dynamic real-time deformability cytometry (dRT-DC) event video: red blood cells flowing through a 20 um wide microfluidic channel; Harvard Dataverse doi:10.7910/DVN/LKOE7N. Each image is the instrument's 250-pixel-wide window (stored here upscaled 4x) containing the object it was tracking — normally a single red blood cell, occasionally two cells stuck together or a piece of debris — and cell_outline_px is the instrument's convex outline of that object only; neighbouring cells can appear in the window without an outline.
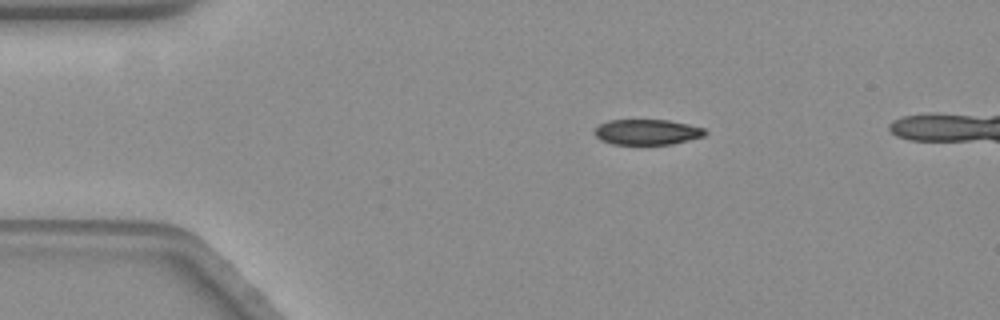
{"species": "common noctule bat (a hibernating species)", "species_latin": "Nyctalus noctula", "temperature_condition": "warm", "stored_images_in_passage": 40, "camera_frame_rate_fps": 3000, "um_per_image_px": 0.085, "animal": {"sex": "female", "body_mass_g": 19.3, "forearm_length_mm": 54.1}, "frame": {"image": 1, "passage_image": 1, "time_ms": 0.0, "image_size_px": [1000, 320], "cell_outline_px": [[708, 132], [704, 136], [672, 144], [612, 144], [600, 140], [592, 132], [600, 124], [608, 120], [668, 120], [688, 124], [704, 128]], "centroid_in_image_um": [54.99, 11.22], "position_along_channel_um": 30.0, "area_um2": 16.42}}
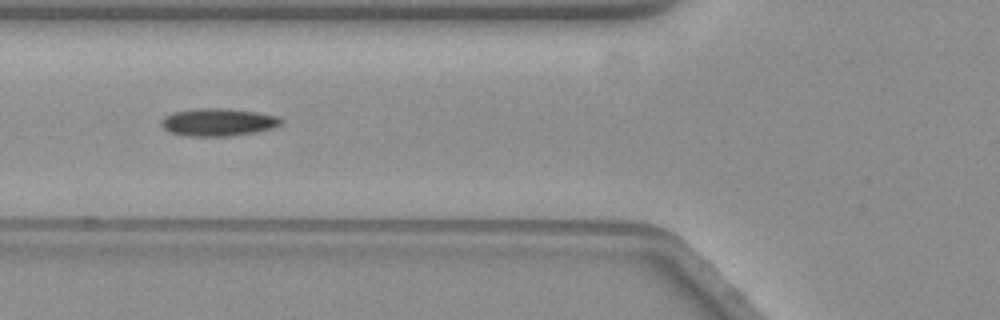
{"frame": {"image": 2, "passage_image": 12, "time_ms": 3.667, "image_size_px": [1000, 320], "cell_outline_px": [[284, 120], [280, 124], [272, 128], [256, 132], [232, 136], [180, 136], [168, 132], [160, 124], [160, 120], [164, 116], [172, 112], [200, 108], [220, 108], [256, 112], [276, 116]], "centroid_in_image_um": [18.48, 10.4], "position_along_channel_um": 107.3, "area_um2": 19.42}}
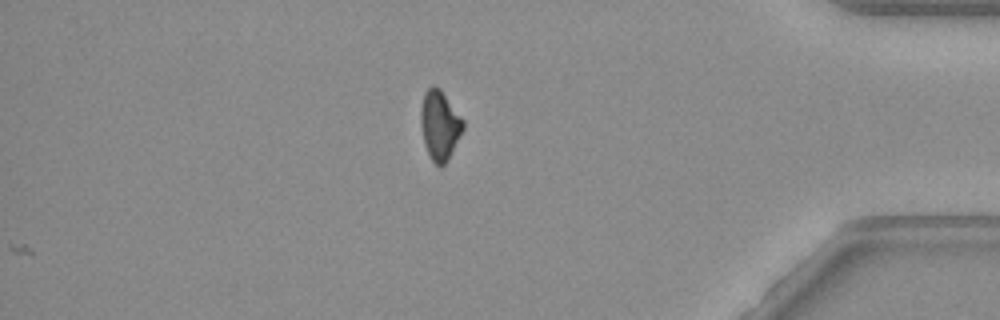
{"frame": {"image": 3, "passage_image": 40, "time_ms": 13.0, "image_size_px": [1000, 320], "cell_outline_px": [[464, 128], [448, 160], [440, 168], [432, 160], [424, 144], [420, 124], [420, 108], [424, 92], [432, 84], [440, 88], [464, 120]], "centroid_in_image_um": [37.36, 10.62], "position_along_channel_um": 397.8, "area_um2": 17.28}}